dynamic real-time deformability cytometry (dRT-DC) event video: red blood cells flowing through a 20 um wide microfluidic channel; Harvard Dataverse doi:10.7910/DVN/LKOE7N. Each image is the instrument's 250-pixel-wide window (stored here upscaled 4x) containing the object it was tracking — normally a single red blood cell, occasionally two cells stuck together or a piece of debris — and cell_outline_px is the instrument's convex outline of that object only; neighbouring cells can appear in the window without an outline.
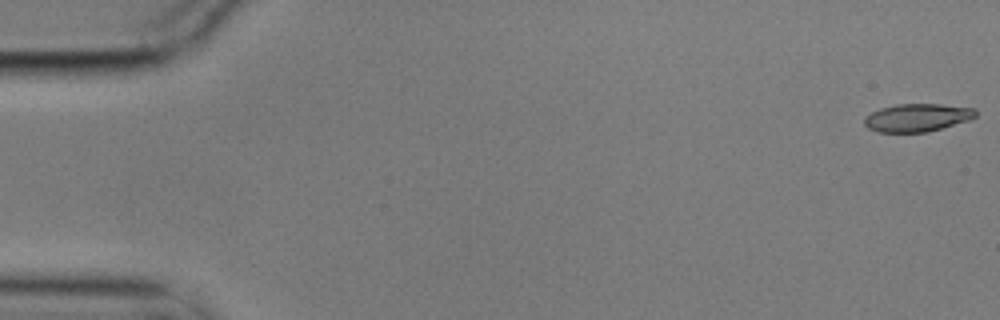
{"species": "common noctule bat (a hibernating species)", "species_latin": "Nyctalus noctula", "temperature_condition": "cold", "stored_images_in_passage": 15, "camera_frame_rate_fps": 3000, "um_per_image_px": 0.085, "animal": {"sex": "male", "body_mass_g": 17.9}, "frame": {"image": 1, "passage_image": 1, "time_ms": 0.0, "image_size_px": [1000, 320], "cell_outline_px": [[976, 116], [968, 120], [928, 132], [876, 132], [868, 128], [864, 124], [864, 116], [880, 108], [896, 104], [940, 104], [976, 108]], "centroid_in_image_um": [77.94, 9.99], "position_along_channel_um": 7.1, "area_um2": 18.15}}
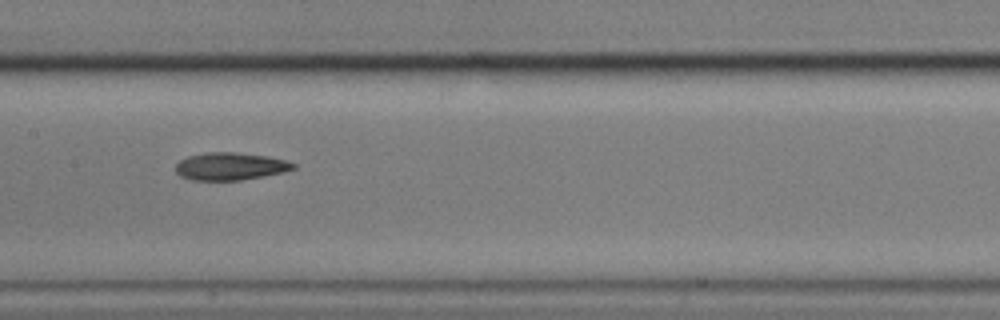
{"frame": {"image": 2, "passage_image": 8, "time_ms": 2.333, "image_size_px": [1000, 320], "cell_outline_px": [[296, 168], [284, 172], [240, 180], [192, 180], [180, 176], [176, 172], [176, 164], [180, 160], [188, 156], [208, 152], [236, 152], [268, 156], [284, 160], [296, 164]], "centroid_in_image_um": [19.57, 14.13], "position_along_channel_um": 187.8, "area_um2": 18.84}}
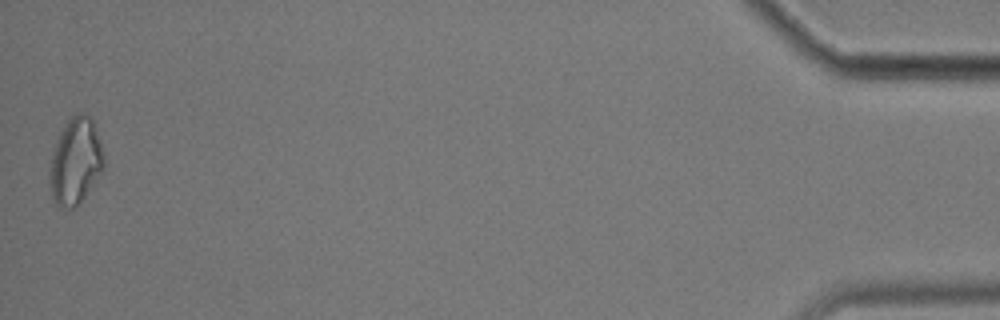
{"frame": {"image": 3, "passage_image": 15, "time_ms": 4.667, "image_size_px": [1000, 320], "cell_outline_px": [[104, 168], [76, 208], [60, 208], [52, 200], [48, 180], [48, 176], [52, 156], [56, 140], [60, 132], [68, 120], [76, 112], [84, 112], [92, 116], [100, 140], [104, 156]], "centroid_in_image_um": [6.41, 13.7], "position_along_channel_um": 428.8, "area_um2": 27.63}}